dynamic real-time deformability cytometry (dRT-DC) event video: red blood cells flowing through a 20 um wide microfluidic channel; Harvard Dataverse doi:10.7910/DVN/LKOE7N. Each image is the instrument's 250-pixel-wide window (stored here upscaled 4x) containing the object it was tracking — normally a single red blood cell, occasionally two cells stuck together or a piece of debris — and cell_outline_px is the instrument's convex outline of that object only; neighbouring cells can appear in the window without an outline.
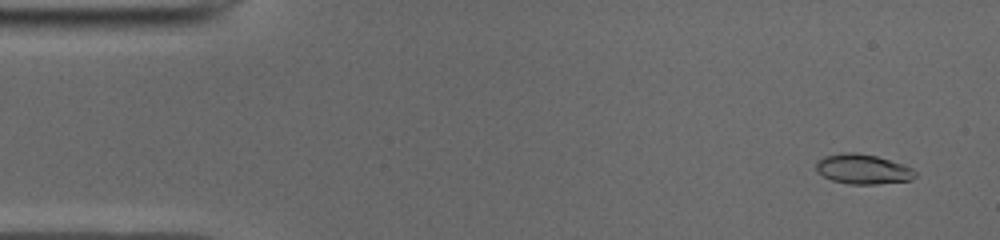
{"species": "common noctule bat (a hibernating species)", "species_latin": "Nyctalus noctula", "temperature_condition": "cold", "stored_images_in_passage": 50, "camera_frame_rate_fps": 3000, "um_per_image_px": 0.085, "animal": {"sex": "male", "body_mass_g": 19.0, "forearm_length_mm": 50.8}, "frame": {"image": 1, "passage_image": 3, "time_ms": 0.667, "image_size_px": [1000, 240], "cell_outline_px": [[916, 176], [908, 180], [876, 184], [848, 184], [832, 180], [816, 172], [816, 160], [824, 156], [844, 152], [856, 152], [876, 156], [904, 164], [912, 168], [916, 172]], "centroid_in_image_um": [73.31, 14.36], "position_along_channel_um": 11.7, "area_um2": 17.28}}
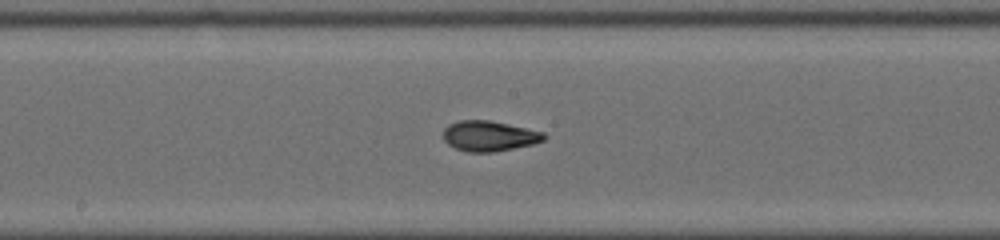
{"frame": {"image": 2, "passage_image": 26, "time_ms": 8.333, "image_size_px": [1000, 240], "cell_outline_px": [[548, 136], [544, 140], [532, 144], [492, 152], [468, 152], [456, 148], [448, 144], [444, 140], [444, 128], [448, 124], [460, 120], [488, 120], [508, 124], [544, 132]], "centroid_in_image_um": [41.58, 11.55], "position_along_channel_um": 206.6, "area_um2": 17.69}}
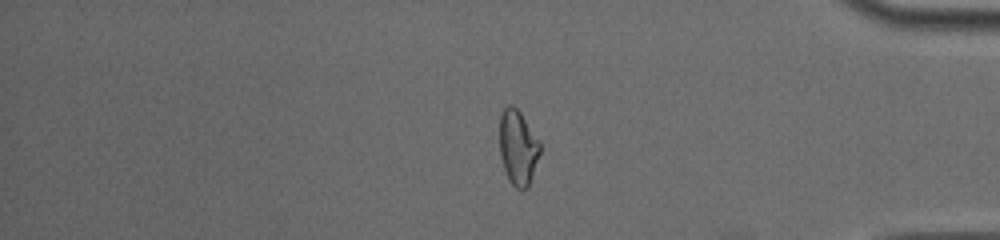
{"frame": {"image": 3, "passage_image": 42, "time_ms": 13.667, "image_size_px": [1000, 240], "cell_outline_px": [[540, 152], [528, 188], [516, 188], [508, 180], [500, 156], [500, 116], [504, 108], [508, 104], [512, 104], [520, 112], [540, 140]], "centroid_in_image_um": [44.03, 12.52], "position_along_channel_um": 391.2, "area_um2": 17.63}, "authors_computed_cell_mechanics": {"area_um2": 17.34, "velocity_mm_per_s": 3.9625, "shape_relaxation_time_tau1_ms": 3.9527, "shape_relaxation_time_tau2_ms": 1.861, "deformation_change_tau1": 0.1645, "deformation_change_tau2": 0.0772}}